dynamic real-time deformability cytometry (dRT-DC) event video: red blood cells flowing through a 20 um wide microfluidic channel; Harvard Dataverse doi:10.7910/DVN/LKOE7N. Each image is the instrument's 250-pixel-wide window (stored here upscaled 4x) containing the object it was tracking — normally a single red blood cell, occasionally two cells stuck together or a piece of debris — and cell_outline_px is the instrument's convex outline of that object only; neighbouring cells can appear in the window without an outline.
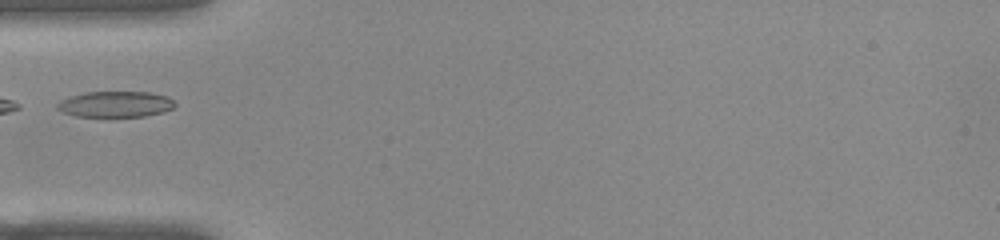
{"species": "common noctule bat (a hibernating species)", "species_latin": "Nyctalus noctula", "temperature_condition": "warm", "stored_images_in_passage": 8, "camera_frame_rate_fps": 3000, "um_per_image_px": 0.085, "animal": {"sex": "female", "body_mass_g": 22.0, "forearm_length_mm": 56.7}, "frame": {"image": 1, "passage_image": 1, "time_ms": 0.0, "image_size_px": [1000, 240], "cell_outline_px": [[176, 104], [172, 108], [164, 112], [144, 116], [76, 116], [64, 112], [56, 108], [56, 104], [60, 100], [68, 96], [84, 92], [152, 92], [168, 96]], "centroid_in_image_um": [9.81, 8.84], "position_along_channel_um": 75.2, "area_um2": 17.8}}